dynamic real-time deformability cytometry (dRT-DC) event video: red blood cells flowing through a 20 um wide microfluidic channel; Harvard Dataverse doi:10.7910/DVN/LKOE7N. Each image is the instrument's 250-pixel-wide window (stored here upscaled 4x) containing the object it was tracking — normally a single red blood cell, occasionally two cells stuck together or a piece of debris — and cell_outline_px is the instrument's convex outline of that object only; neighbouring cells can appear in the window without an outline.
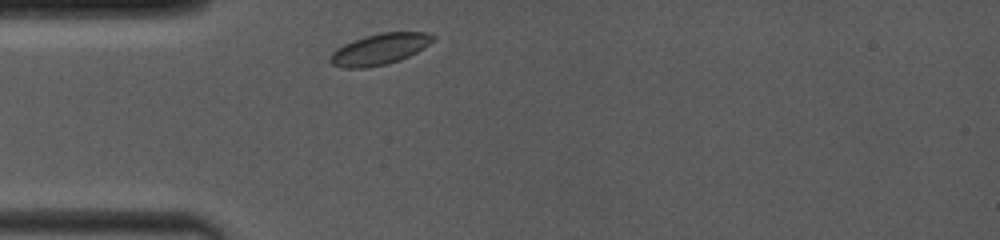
{"species": "common noctule bat (a hibernating species)", "species_latin": "Nyctalus noctula", "temperature_condition": "room temperature", "stored_images_in_passage": 22, "camera_frame_rate_fps": 4000, "um_per_image_px": 0.085, "animal": {"sex": "female", "body_mass_g": 19.0, "forearm_length_mm": 53.3}, "frame": {"image": 1, "passage_image": 1, "time_ms": 0.0, "image_size_px": [1000, 240], "cell_outline_px": [[436, 40], [416, 52], [400, 60], [388, 64], [364, 68], [344, 68], [332, 64], [328, 60], [328, 56], [336, 48], [344, 44], [364, 36], [384, 32], [424, 32], [436, 36]], "centroid_in_image_um": [32.25, 4.18], "position_along_channel_um": 52.7, "area_um2": 18.73}}
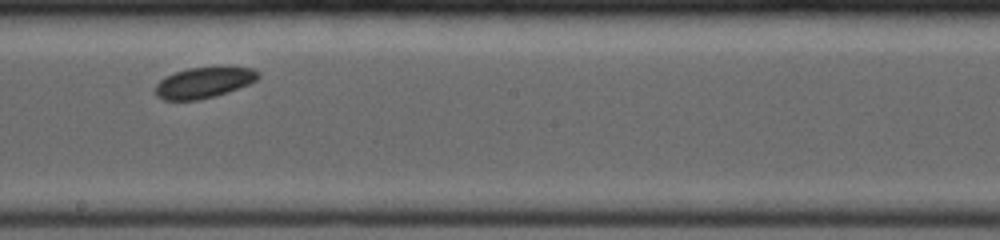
{"frame": {"image": 2, "passage_image": 11, "time_ms": 4.75, "image_size_px": [1000, 240], "cell_outline_px": [[260, 76], [256, 80], [248, 84], [228, 92], [196, 100], [164, 100], [156, 96], [156, 84], [164, 76], [188, 68], [252, 68], [260, 72]], "centroid_in_image_um": [17.3, 7.03], "position_along_channel_um": 230.9, "area_um2": 18.09}}
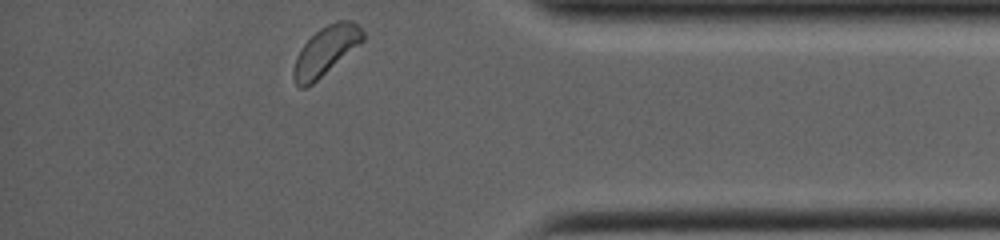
{"frame": {"image": 3, "passage_image": 22, "time_ms": 9.5, "image_size_px": [1000, 240], "cell_outline_px": [[364, 40], [360, 44], [312, 84], [304, 88], [300, 88], [296, 84], [292, 76], [292, 72], [296, 56], [300, 48], [320, 28], [336, 20], [352, 20], [364, 32]], "centroid_in_image_um": [27.67, 4.32], "position_along_channel_um": 407.5, "area_um2": 19.54}, "authors_computed_cell_mechanics": {"area_um2": 18.7272, "velocity_mm_per_s": 3.9405, "shape_relaxation_time_tau1_ms": null, "shape_relaxation_time_tau2_ms": 4.9017, "deformation_change_tau1": null, "deformation_change_tau2": 0.0528}}